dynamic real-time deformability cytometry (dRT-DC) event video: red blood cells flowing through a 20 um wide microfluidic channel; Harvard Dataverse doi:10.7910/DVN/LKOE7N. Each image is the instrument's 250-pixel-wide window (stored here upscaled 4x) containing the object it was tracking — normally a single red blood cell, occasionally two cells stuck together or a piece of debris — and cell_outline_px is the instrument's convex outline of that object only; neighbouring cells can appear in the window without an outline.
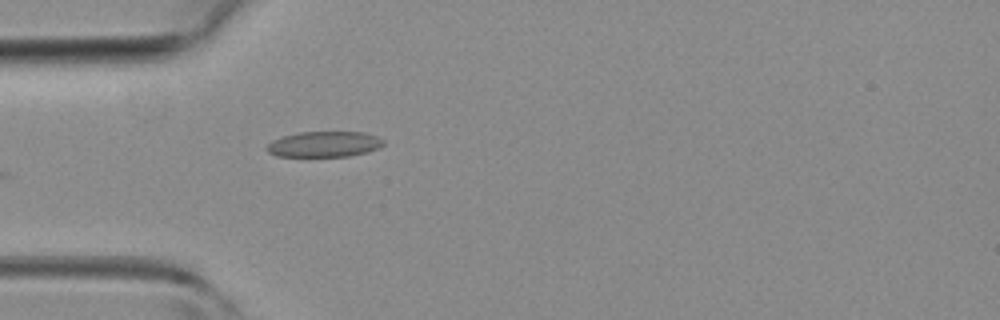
{"species": "common noctule bat (a hibernating species)", "species_latin": "Nyctalus noctula", "temperature_condition": "room temperature", "stored_images_in_passage": 6, "camera_frame_rate_fps": 3000, "um_per_image_px": 0.085, "animal": {"sex": "female", "body_mass_g": 19.3, "forearm_length_mm": 54.1}, "frame": {"image": 1, "passage_image": 1, "time_ms": 0.0, "image_size_px": [1000, 320], "cell_outline_px": [[384, 144], [380, 148], [368, 152], [348, 156], [276, 156], [268, 152], [264, 148], [272, 140], [284, 136], [300, 132], [364, 132], [376, 136], [384, 140]], "centroid_in_image_um": [27.57, 12.26], "position_along_channel_um": 57.4, "area_um2": 17.46}}
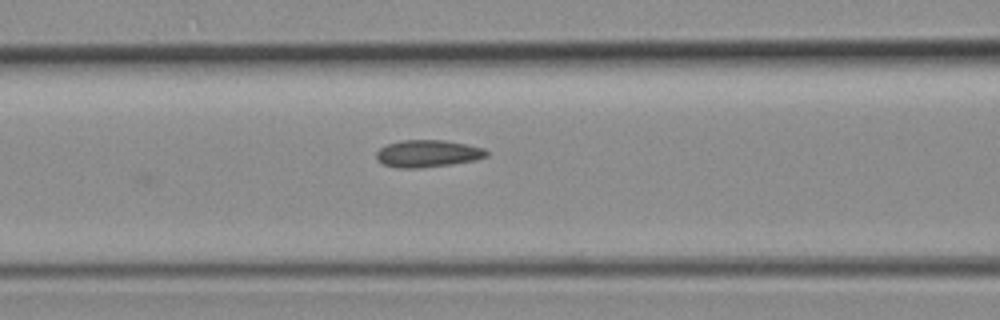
{"frame": {"image": 2, "passage_image": 6, "time_ms": 1.667, "image_size_px": [1000, 320], "cell_outline_px": [[488, 156], [476, 160], [452, 164], [420, 168], [396, 168], [384, 164], [376, 160], [376, 152], [380, 148], [388, 144], [400, 140], [444, 140], [484, 148], [488, 152]], "centroid_in_image_um": [36.34, 13.06], "position_along_channel_um": 130.3, "area_um2": 17.51}}